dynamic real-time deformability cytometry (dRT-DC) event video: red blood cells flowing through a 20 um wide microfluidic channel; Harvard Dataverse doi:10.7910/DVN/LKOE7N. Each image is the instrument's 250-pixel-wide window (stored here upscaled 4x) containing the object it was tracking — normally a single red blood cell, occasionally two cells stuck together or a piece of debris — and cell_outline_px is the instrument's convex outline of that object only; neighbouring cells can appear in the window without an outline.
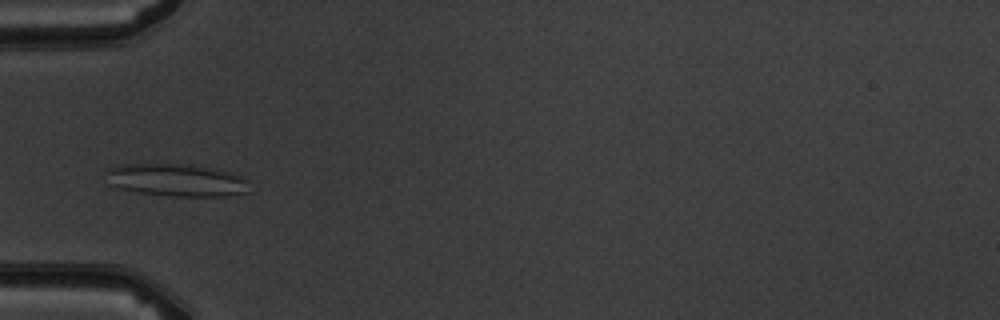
{"species": "common noctule bat (a hibernating species)", "species_latin": "Nyctalus noctula", "temperature_condition": "warm", "stored_images_in_passage": 4, "camera_frame_rate_fps": 3000, "um_per_image_px": 0.085, "animal": {"sex": "male", "body_mass_g": 19.5, "forearm_length_mm": 54.6}, "frame": {"image": 1, "passage_image": 4, "time_ms": 3.333, "image_size_px": [1000, 320], "cell_outline_px": [[248, 192], [228, 196], [172, 196], [140, 192], [120, 188], [108, 184], [104, 172], [104, 168], [120, 164], [192, 164], [232, 172], [244, 176], [248, 180]], "centroid_in_image_um": [14.98, 15.29], "position_along_channel_um": 70.0, "area_um2": 27.63}}